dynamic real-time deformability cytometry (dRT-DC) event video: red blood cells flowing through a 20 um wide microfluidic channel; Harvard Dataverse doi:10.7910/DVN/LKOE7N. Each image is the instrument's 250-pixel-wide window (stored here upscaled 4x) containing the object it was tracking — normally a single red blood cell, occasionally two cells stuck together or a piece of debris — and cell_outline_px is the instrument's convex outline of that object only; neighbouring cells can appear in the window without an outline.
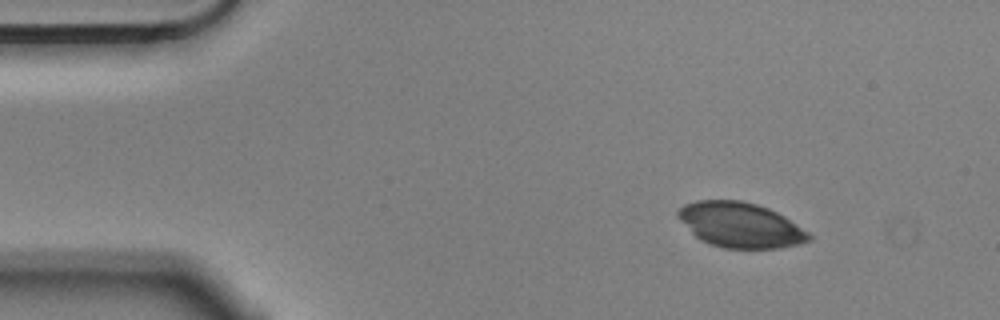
{"species": "Egyptian fruit bat (a non-hibernating species)", "species_latin": "Rousettus aegyptiacus", "temperature_condition": "cold", "stored_images_in_passage": 4, "segment_of_instrument_passage": [1, 2], "camera_frame_rate_fps": 3000, "um_per_image_px": 0.085, "animal": {"sex": "male"}, "frame": {"image": 1, "passage_image": 1, "time_ms": 0.0, "image_size_px": [1000, 320], "cell_outline_px": [[812, 240], [800, 244], [780, 248], [724, 248], [708, 244], [700, 240], [676, 216], [676, 212], [684, 204], [696, 200], [740, 200], [756, 204], [768, 208], [784, 216], [808, 232], [812, 236]], "centroid_in_image_um": [62.93, 19.13], "position_along_channel_um": 22.1, "area_um2": 34.39}}